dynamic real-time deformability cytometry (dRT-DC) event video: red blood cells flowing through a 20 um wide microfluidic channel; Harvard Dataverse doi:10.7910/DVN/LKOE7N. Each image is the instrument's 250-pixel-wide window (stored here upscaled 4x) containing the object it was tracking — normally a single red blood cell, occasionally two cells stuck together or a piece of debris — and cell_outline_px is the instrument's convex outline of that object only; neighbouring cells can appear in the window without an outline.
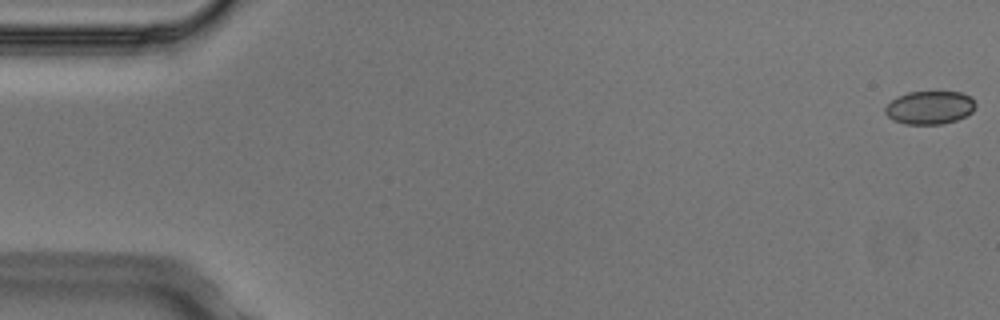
{"species": "Egyptian fruit bat (a non-hibernating species)", "species_latin": "Rousettus aegyptiacus", "temperature_condition": "cold", "stored_images_in_passage": 4, "camera_frame_rate_fps": 3000, "um_per_image_px": 0.085, "animal": {"sex": "male"}, "frame": {"image": 1, "passage_image": 1, "time_ms": 0.0, "image_size_px": [1000, 320], "cell_outline_px": [[976, 108], [972, 112], [956, 120], [944, 124], [904, 124], [892, 120], [884, 112], [884, 108], [896, 96], [908, 92], [960, 92], [972, 96], [976, 104]], "centroid_in_image_um": [79.03, 9.14], "position_along_channel_um": 6.0, "area_um2": 17.69}}
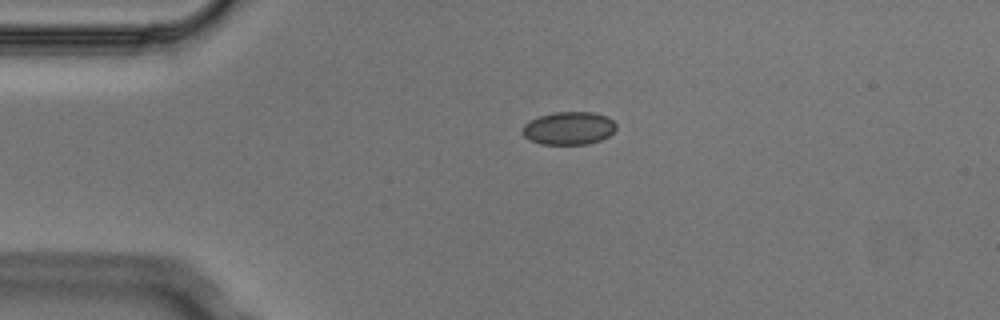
{"frame": {"image": 2, "passage_image": 3, "time_ms": 0.667, "image_size_px": [1000, 320], "cell_outline_px": [[616, 128], [608, 136], [600, 140], [588, 144], [540, 144], [528, 140], [520, 132], [524, 124], [540, 116], [556, 112], [592, 112], [608, 116], [616, 124]], "centroid_in_image_um": [48.33, 10.9], "position_along_channel_um": 36.7, "area_um2": 18.03}}